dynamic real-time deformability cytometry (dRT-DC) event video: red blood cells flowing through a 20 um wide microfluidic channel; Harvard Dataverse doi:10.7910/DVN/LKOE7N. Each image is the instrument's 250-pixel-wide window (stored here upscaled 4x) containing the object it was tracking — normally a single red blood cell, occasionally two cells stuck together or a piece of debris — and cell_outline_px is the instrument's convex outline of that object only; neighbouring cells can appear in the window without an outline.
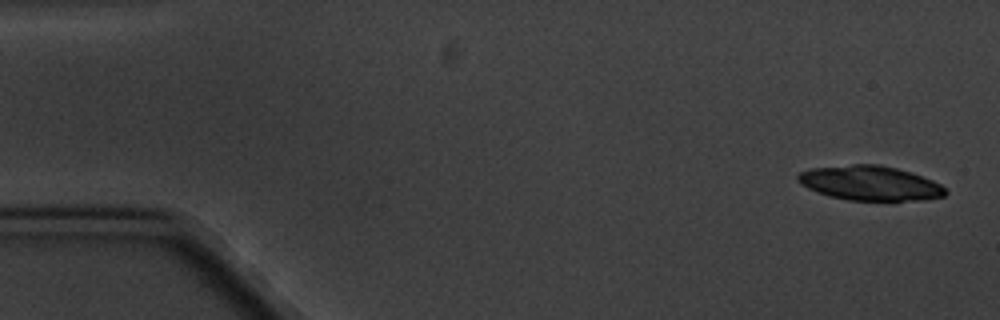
{"species": "common noctule bat (a hibernating species)", "species_latin": "Nyctalus noctula", "temperature_condition": "cold", "stored_images_in_passage": 5, "camera_frame_rate_fps": 3000, "um_per_image_px": 0.085, "animal": {"sex": "male", "body_mass_g": 20.1, "forearm_length_mm": 53.5}, "frame": {"image": 1, "passage_image": 1, "time_ms": 0.0, "image_size_px": [1000, 320], "cell_outline_px": [[948, 192], [944, 196], [924, 200], [848, 200], [816, 192], [800, 184], [796, 180], [796, 176], [800, 172], [812, 168], [852, 164], [880, 164], [896, 168], [932, 180], [940, 184]], "centroid_in_image_um": [73.92, 15.56], "position_along_channel_um": 11.1, "area_um2": 29.59}}